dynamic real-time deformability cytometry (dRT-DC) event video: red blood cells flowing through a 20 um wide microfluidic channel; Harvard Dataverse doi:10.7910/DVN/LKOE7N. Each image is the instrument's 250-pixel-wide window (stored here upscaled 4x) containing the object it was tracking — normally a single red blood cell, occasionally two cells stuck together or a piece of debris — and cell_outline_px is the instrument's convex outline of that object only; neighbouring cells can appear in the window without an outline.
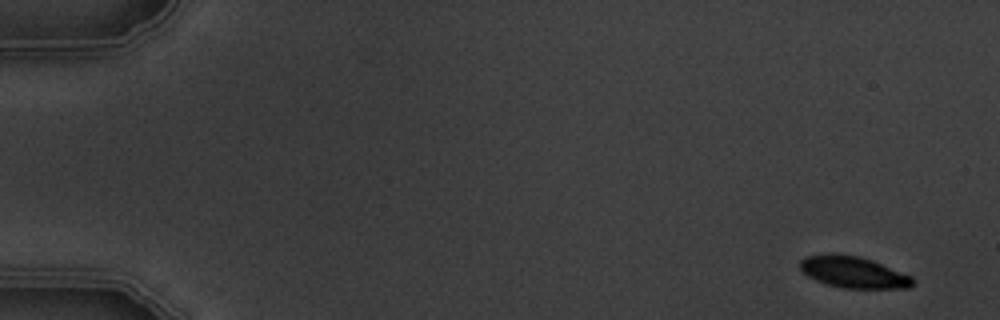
{"species": "common noctule bat (a hibernating species)", "species_latin": "Nyctalus noctula", "temperature_condition": "warm", "stored_images_in_passage": 5, "camera_frame_rate_fps": 3000, "um_per_image_px": 0.085, "animal": {"sex": "male", "body_mass_g": 19.5, "forearm_length_mm": 54.6}, "frame": {"image": 1, "passage_image": 1, "time_ms": 0.0, "image_size_px": [1000, 320], "cell_outline_px": [[916, 280], [908, 288], [840, 288], [816, 280], [808, 276], [800, 268], [800, 260], [804, 256], [828, 252], [836, 252], [860, 256], [872, 260], [912, 276]], "centroid_in_image_um": [72.51, 23.1], "position_along_channel_um": 12.5, "area_um2": 20.98}}
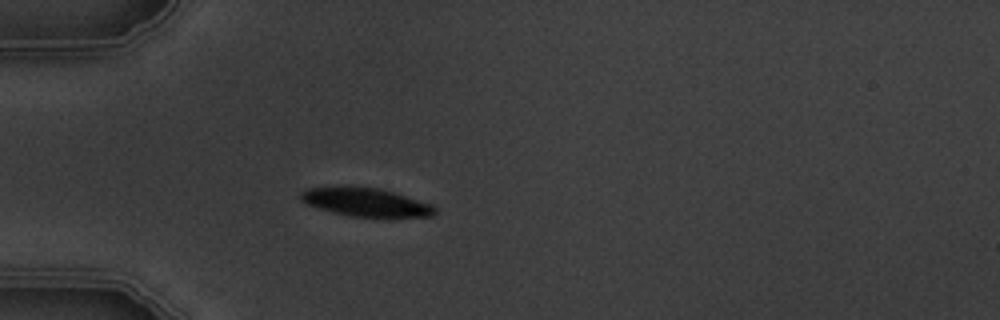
{"frame": {"image": 2, "passage_image": 5, "time_ms": 4.667, "image_size_px": [1000, 320], "cell_outline_px": [[436, 212], [432, 216], [348, 216], [332, 212], [308, 204], [300, 200], [300, 192], [308, 188], [344, 184], [348, 184], [380, 188], [432, 204], [436, 208]], "centroid_in_image_um": [31.02, 17.13], "position_along_channel_um": 54.0, "area_um2": 22.48}}